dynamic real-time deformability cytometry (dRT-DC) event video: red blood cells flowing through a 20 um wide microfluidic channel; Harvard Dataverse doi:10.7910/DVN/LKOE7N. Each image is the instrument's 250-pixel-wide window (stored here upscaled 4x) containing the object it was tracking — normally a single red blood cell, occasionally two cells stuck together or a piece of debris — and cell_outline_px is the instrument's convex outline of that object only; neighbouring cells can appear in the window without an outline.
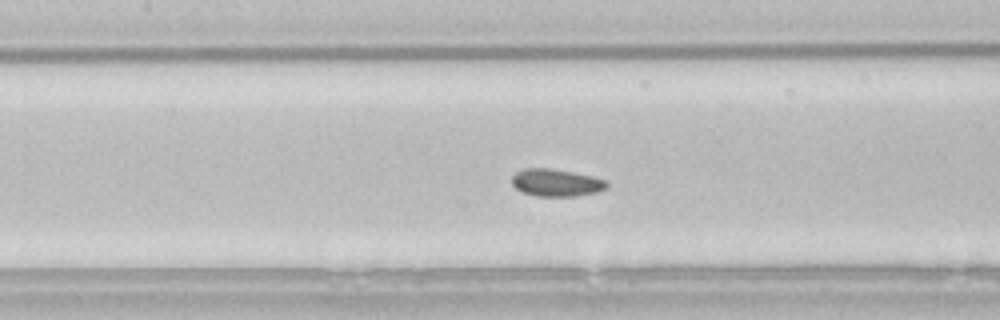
{"species": "common noctule bat (a hibernating species)", "species_latin": "Nyctalus noctula", "temperature_condition": "room temperature", "stored_images_in_passage": 54, "camera_frame_rate_fps": 3000, "um_per_image_px": 0.085, "animal": {"sex": "male", "body_mass_g": 21.5, "forearm_length_mm": 52.0}, "frame": {"image": 1, "passage_image": 24, "time_ms": 7.667, "image_size_px": [1000, 320], "cell_outline_px": [[608, 188], [596, 192], [576, 196], [536, 196], [524, 192], [516, 188], [512, 184], [512, 176], [516, 172], [524, 168], [548, 168], [572, 172], [592, 176], [604, 180], [608, 184]], "centroid_in_image_um": [47.27, 15.53], "position_along_channel_um": 160.1, "area_um2": 15.03}, "authors_computed_cell_mechanics": {"area_um2": 15.028, "velocity_mm_per_s": 3.8031, "shape_relaxation_time_tau1_ms": 2.5039, "shape_relaxation_time_tau2_ms": 1.8574, "deformation_change_tau1": 0.0445, "deformation_change_tau2": 0.0403}}